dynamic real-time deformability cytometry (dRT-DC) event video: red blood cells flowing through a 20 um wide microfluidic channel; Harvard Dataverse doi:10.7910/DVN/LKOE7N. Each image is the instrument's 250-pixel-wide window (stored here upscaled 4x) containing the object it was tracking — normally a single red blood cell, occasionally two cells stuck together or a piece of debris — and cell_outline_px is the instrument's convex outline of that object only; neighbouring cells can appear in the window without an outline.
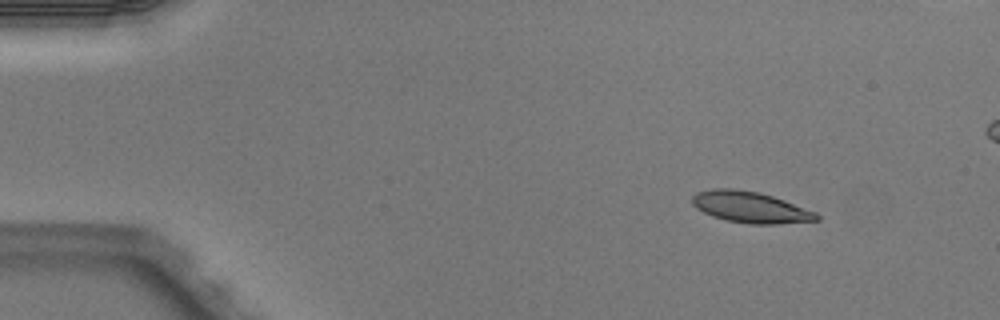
{"species": "Egyptian fruit bat (a non-hibernating species)", "species_latin": "Rousettus aegyptiacus", "temperature_condition": "warm", "stored_images_in_passage": 3, "camera_frame_rate_fps": 3000, "um_per_image_px": 0.085, "animal": {"sex": "male"}, "frame": {"image": 1, "passage_image": 1, "time_ms": 0.0, "image_size_px": [1000, 320], "cell_outline_px": [[820, 220], [776, 224], [752, 224], [728, 220], [712, 216], [696, 208], [692, 204], [692, 196], [696, 192], [712, 188], [732, 188], [760, 192], [784, 200], [816, 212], [820, 216]], "centroid_in_image_um": [63.77, 17.6], "position_along_channel_um": 21.2, "area_um2": 22.6}}